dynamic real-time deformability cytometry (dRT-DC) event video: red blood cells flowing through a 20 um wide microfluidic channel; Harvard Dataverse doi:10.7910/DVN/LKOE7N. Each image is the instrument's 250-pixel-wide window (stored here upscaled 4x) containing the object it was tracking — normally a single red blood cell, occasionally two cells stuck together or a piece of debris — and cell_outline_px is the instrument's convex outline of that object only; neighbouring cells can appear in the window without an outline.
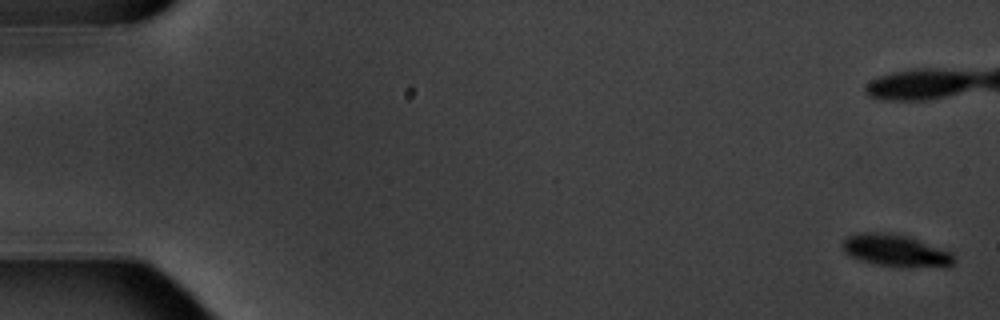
{"species": "common noctule bat (a hibernating species)", "species_latin": "Nyctalus noctula", "temperature_condition": "warm", "stored_images_in_passage": 8, "camera_frame_rate_fps": 3000, "um_per_image_px": 0.085, "animal": {"sex": "male", "body_mass_g": 20.1, "forearm_length_mm": 53.5}, "frame": {"image": 1, "passage_image": 1, "time_ms": 0.0, "image_size_px": [1000, 320], "cell_outline_px": [[956, 260], [952, 264], [880, 264], [860, 260], [844, 252], [840, 244], [848, 236], [860, 232], [896, 232], [908, 236], [952, 252]], "centroid_in_image_um": [76.02, 21.2], "position_along_channel_um": 9.0, "area_um2": 19.77}}
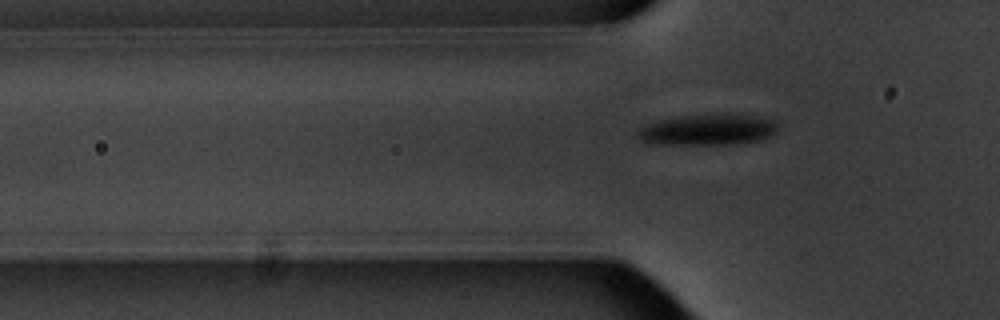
{"frame": {"image": 2, "passage_image": 8, "time_ms": 8.333, "image_size_px": [1000, 320], "cell_outline_px": [[776, 132], [772, 136], [760, 140], [736, 144], [648, 144], [640, 140], [636, 136], [636, 128], [660, 120], [680, 116], [752, 116], [772, 120], [776, 124]], "centroid_in_image_um": [60.07, 11.07], "position_along_channel_um": 65.7, "area_um2": 24.74}}